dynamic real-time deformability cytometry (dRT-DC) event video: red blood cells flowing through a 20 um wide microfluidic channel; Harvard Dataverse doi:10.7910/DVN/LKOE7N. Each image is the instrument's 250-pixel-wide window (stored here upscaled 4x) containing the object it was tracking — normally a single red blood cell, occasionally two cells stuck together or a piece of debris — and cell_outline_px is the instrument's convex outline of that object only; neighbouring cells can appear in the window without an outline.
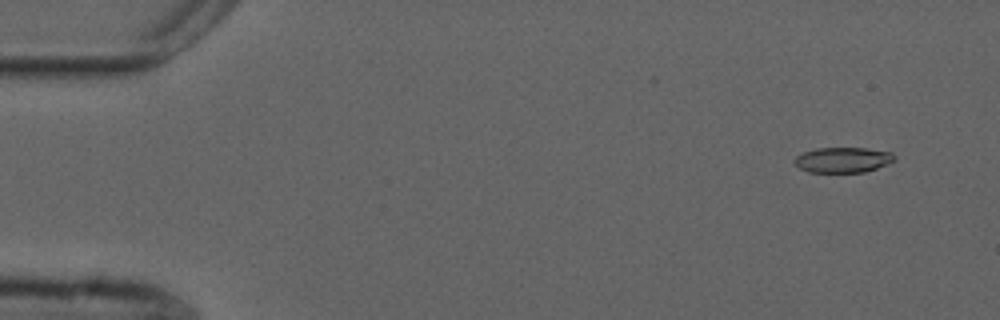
{"species": "common noctule bat (a hibernating species)", "species_latin": "Nyctalus noctula", "temperature_condition": "cold", "stored_images_in_passage": 6, "camera_frame_rate_fps": 3000, "um_per_image_px": 0.085, "animal": {"sex": "male", "forearm_length_mm": 52.5}, "frame": {"image": 1, "passage_image": 1, "time_ms": 0.0, "image_size_px": [1000, 320], "cell_outline_px": [[896, 160], [876, 168], [864, 172], [808, 172], [800, 168], [792, 160], [796, 156], [804, 152], [816, 148], [864, 148], [892, 152], [896, 156]], "centroid_in_image_um": [71.65, 13.58], "position_along_channel_um": 13.4, "area_um2": 14.74}}
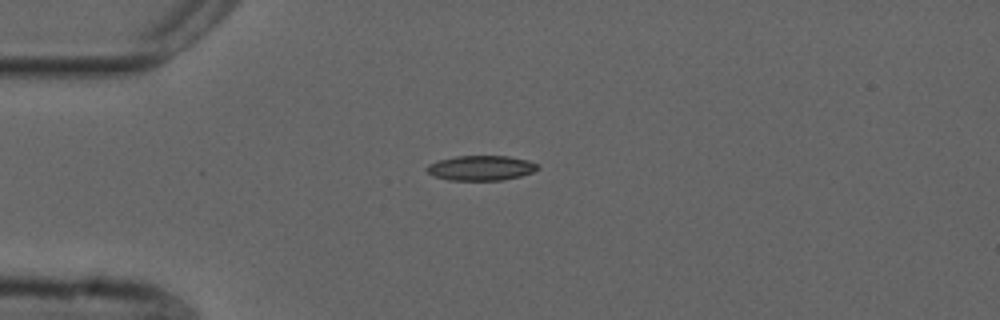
{"frame": {"image": 2, "passage_image": 4, "time_ms": 1.0, "image_size_px": [1000, 320], "cell_outline_px": [[540, 168], [532, 172], [520, 176], [500, 180], [448, 180], [436, 176], [428, 172], [424, 168], [428, 164], [440, 160], [456, 156], [508, 156], [528, 160], [540, 164]], "centroid_in_image_um": [40.91, 14.27], "position_along_channel_um": 44.1, "area_um2": 16.07}}
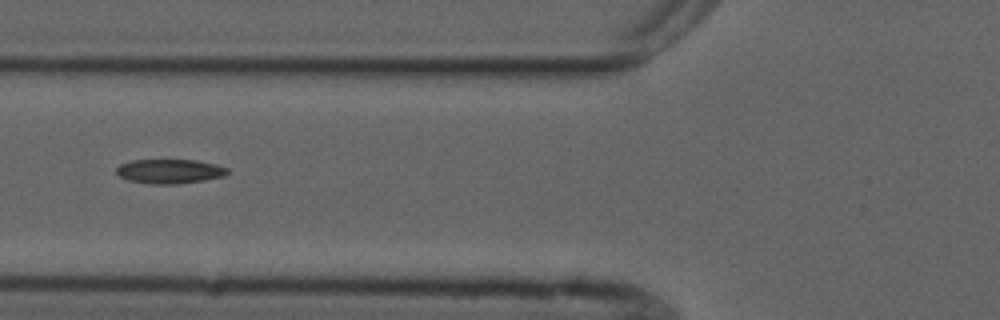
{"frame": {"image": 3, "passage_image": 6, "time_ms": 1.667, "image_size_px": [1000, 320], "cell_outline_px": [[228, 172], [224, 176], [204, 180], [176, 184], [152, 184], [128, 180], [120, 176], [116, 172], [116, 168], [120, 164], [132, 160], [196, 160], [216, 164], [228, 168]], "centroid_in_image_um": [14.42, 14.56], "position_along_channel_um": 111.4, "area_um2": 15.72}}